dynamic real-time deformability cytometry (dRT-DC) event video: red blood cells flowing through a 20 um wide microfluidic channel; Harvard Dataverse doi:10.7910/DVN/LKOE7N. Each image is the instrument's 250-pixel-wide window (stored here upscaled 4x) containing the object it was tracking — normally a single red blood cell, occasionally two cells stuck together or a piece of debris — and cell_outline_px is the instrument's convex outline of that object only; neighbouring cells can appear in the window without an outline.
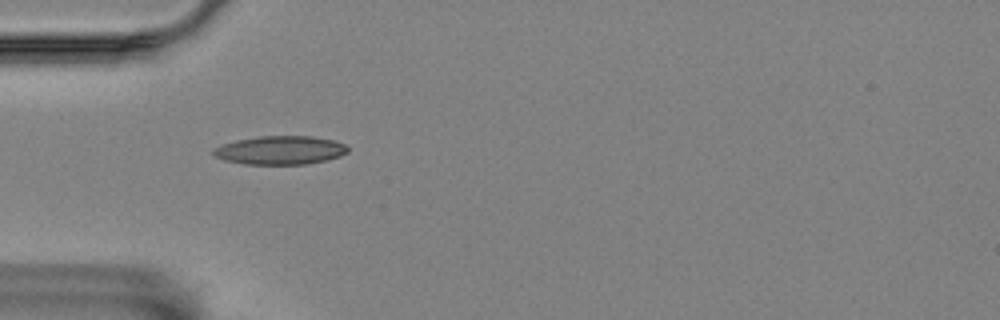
{"species": "Egyptian fruit bat (a non-hibernating species)", "species_latin": "Rousettus aegyptiacus", "temperature_condition": "room temperature", "stored_images_in_passage": 2, "camera_frame_rate_fps": 3000, "um_per_image_px": 0.085, "animal": {"sex": "female"}, "frame": {"image": 1, "passage_image": 1, "time_ms": 0.0, "image_size_px": [1000, 320], "cell_outline_px": [[348, 152], [340, 156], [328, 160], [308, 164], [244, 164], [224, 160], [212, 156], [212, 148], [236, 140], [260, 136], [312, 136], [332, 140], [344, 144], [348, 148]], "centroid_in_image_um": [23.8, 12.77], "position_along_channel_um": 61.2, "area_um2": 22.48}}
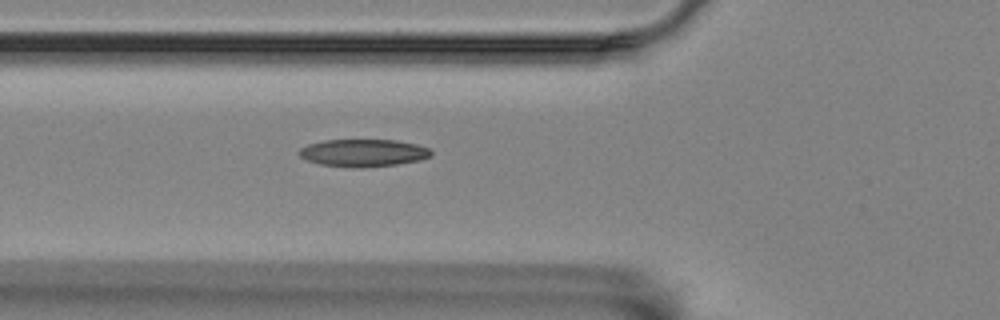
{"frame": {"image": 2, "passage_image": 2, "time_ms": 0.333, "image_size_px": [1000, 320], "cell_outline_px": [[432, 156], [420, 160], [396, 164], [364, 168], [352, 168], [320, 164], [308, 160], [300, 156], [296, 152], [300, 148], [308, 144], [324, 140], [396, 140], [416, 144], [428, 148], [432, 152]], "centroid_in_image_um": [30.86, 13.0], "position_along_channel_um": 94.9, "area_um2": 21.21}}